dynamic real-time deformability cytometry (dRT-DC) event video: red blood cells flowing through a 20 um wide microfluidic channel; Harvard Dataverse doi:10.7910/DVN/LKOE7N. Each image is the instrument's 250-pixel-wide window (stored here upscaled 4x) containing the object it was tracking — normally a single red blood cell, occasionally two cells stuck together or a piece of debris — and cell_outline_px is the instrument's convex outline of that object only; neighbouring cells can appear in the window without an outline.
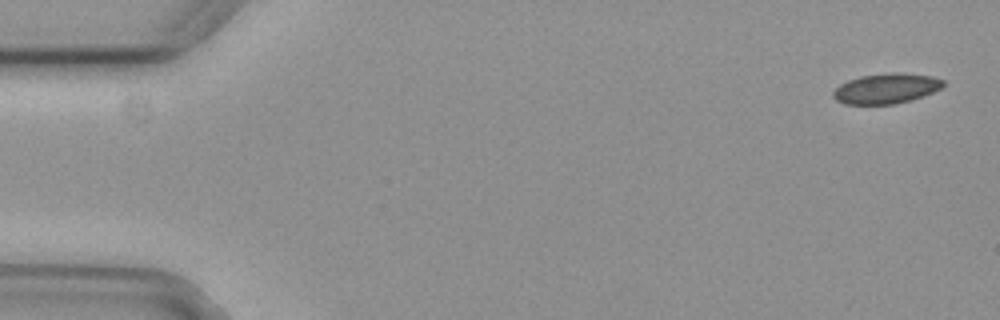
{"species": "common noctule bat (a hibernating species)", "species_latin": "Nyctalus noctula", "temperature_condition": "cold", "stored_images_in_passage": 2, "camera_frame_rate_fps": 3000, "um_per_image_px": 0.085, "animal": {"sex": "female", "body_mass_g": 29.2, "forearm_length_mm": 56.3}, "frame": {"image": 1, "passage_image": 2, "time_ms": 0.333, "image_size_px": [1000, 320], "cell_outline_px": [[944, 84], [940, 88], [924, 96], [912, 100], [896, 104], [844, 104], [836, 100], [832, 96], [832, 92], [840, 84], [848, 80], [860, 76], [892, 72], [900, 72], [932, 76], [944, 80]], "centroid_in_image_um": [75.32, 7.52], "position_along_channel_um": 9.7, "area_um2": 19.48}}